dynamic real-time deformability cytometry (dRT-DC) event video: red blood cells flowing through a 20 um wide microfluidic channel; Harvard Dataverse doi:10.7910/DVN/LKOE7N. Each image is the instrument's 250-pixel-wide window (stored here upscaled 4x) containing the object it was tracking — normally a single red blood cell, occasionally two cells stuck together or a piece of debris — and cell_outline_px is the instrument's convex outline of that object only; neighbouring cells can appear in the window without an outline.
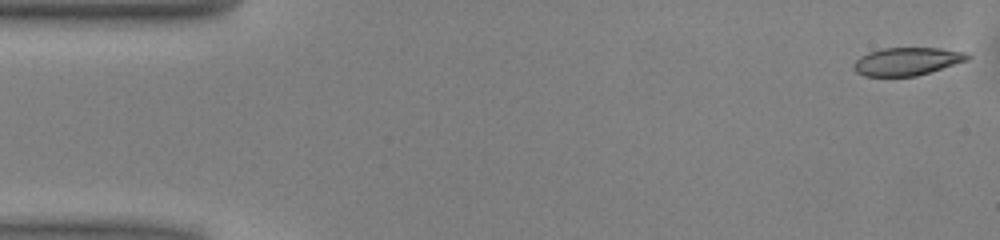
{"species": "common noctule bat (a hibernating species)", "species_latin": "Nyctalus noctula", "temperature_condition": "warm", "stored_images_in_passage": 50, "camera_frame_rate_fps": 3000, "um_per_image_px": 0.085, "animal": {"sex": "male", "body_mass_g": 13.0, "forearm_length_mm": 53.1}, "frame": {"image": 1, "passage_image": 1, "time_ms": 0.0, "image_size_px": [1000, 240], "cell_outline_px": [[972, 56], [968, 60], [916, 76], [864, 76], [856, 72], [852, 68], [852, 64], [860, 56], [868, 52], [884, 48], [940, 48], [964, 52]], "centroid_in_image_um": [77.06, 5.22], "position_along_channel_um": 7.9, "area_um2": 18.5}}
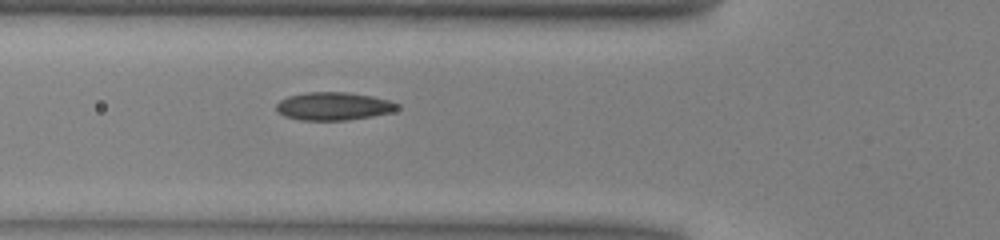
{"frame": {"image": 2, "passage_image": 17, "time_ms": 5.333, "image_size_px": [1000, 240], "cell_outline_px": [[400, 108], [392, 112], [372, 116], [348, 120], [300, 120], [284, 116], [276, 108], [276, 104], [280, 100], [288, 96], [304, 92], [348, 92], [372, 96], [388, 100], [400, 104]], "centroid_in_image_um": [28.37, 9.02], "position_along_channel_um": 97.4, "area_um2": 19.83}}
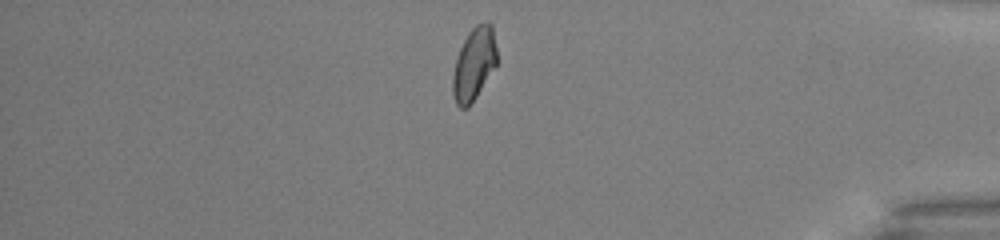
{"frame": {"image": 3, "passage_image": 42, "time_ms": 13.667, "image_size_px": [1000, 240], "cell_outline_px": [[496, 64], [476, 96], [468, 108], [460, 108], [456, 104], [452, 96], [452, 76], [456, 56], [468, 32], [476, 24], [488, 20], [492, 24], [496, 48]], "centroid_in_image_um": [40.26, 5.42], "position_along_channel_um": 394.9, "area_um2": 18.73}, "authors_computed_cell_mechanics": {"area_um2": 19.1896, "velocity_mm_per_s": 4.0296, "shape_relaxation_time_tau1_ms": 5.8769, "shape_relaxation_time_tau2_ms": 1.8187, "deformation_change_tau1": 0.1384, "deformation_change_tau2": 0.0695}}